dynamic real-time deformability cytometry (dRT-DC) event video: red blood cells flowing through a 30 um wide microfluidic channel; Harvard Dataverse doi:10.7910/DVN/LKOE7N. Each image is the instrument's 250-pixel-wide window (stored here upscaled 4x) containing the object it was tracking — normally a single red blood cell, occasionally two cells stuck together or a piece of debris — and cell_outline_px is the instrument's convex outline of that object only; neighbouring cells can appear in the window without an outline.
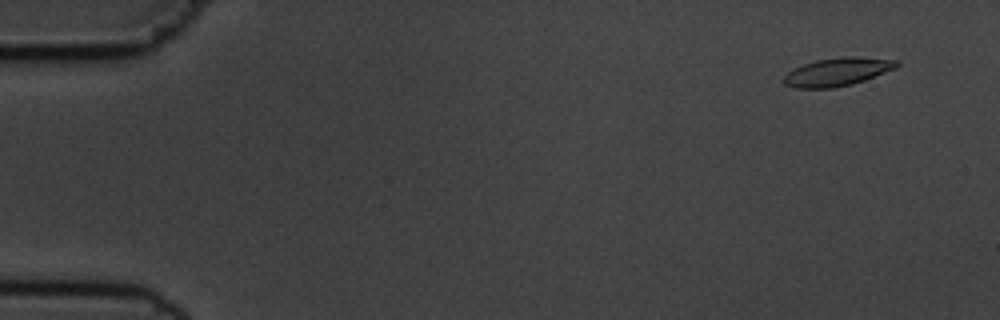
{"species": "common noctule bat (a hibernating species)", "species_latin": "Nyctalus noctula", "temperature_condition": "cold", "stored_images_in_passage": 55, "camera_frame_rate_fps": 3000, "um_per_image_px": 0.085, "animal": {"sex": "male", "body_mass_g": 19.5, "forearm_length_mm": 54.6}, "frame": {"image": 1, "passage_image": 4, "time_ms": 1.0, "image_size_px": [1000, 320], "cell_outline_px": [[900, 64], [896, 68], [864, 80], [852, 84], [832, 88], [796, 88], [784, 84], [784, 76], [788, 72], [804, 64], [816, 60], [844, 56], [852, 56], [896, 60]], "centroid_in_image_um": [71.18, 6.11], "position_along_channel_um": 13.8, "area_um2": 18.32}}
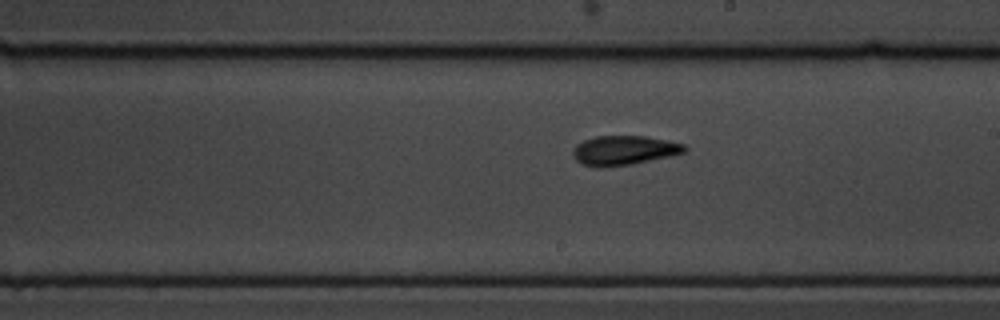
{"frame": {"image": 2, "passage_image": 32, "time_ms": 10.333, "image_size_px": [1000, 320], "cell_outline_px": [[688, 148], [684, 152], [672, 156], [632, 164], [604, 168], [584, 164], [576, 160], [572, 152], [576, 144], [584, 140], [596, 136], [644, 136], [668, 140], [684, 144]], "centroid_in_image_um": [53.06, 12.78], "position_along_channel_um": 235.9, "area_um2": 19.19}}
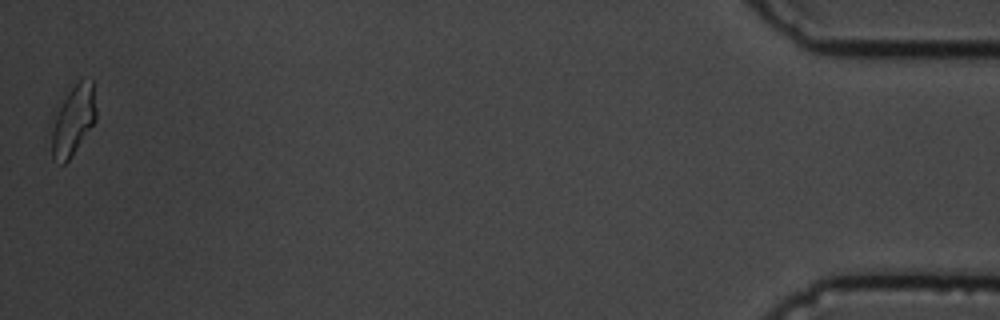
{"frame": {"image": 3, "passage_image": 55, "time_ms": 18.0, "image_size_px": [1000, 320], "cell_outline_px": [[96, 120], [68, 160], [64, 164], [60, 164], [52, 160], [48, 124], [56, 104], [72, 80], [92, 80], [96, 108]], "centroid_in_image_um": [6.1, 10.16], "position_along_channel_um": 429.1, "area_um2": 19.71}, "authors_computed_cell_mechanics": {"area_um2": 18.3226, "velocity_mm_per_s": 3.666, "shape_relaxation_time_tau1_ms": 3.53, "shape_relaxation_time_tau2_ms": 2.9998, "deformation_change_tau1": 0.1283, "deformation_change_tau2": 0.082}}